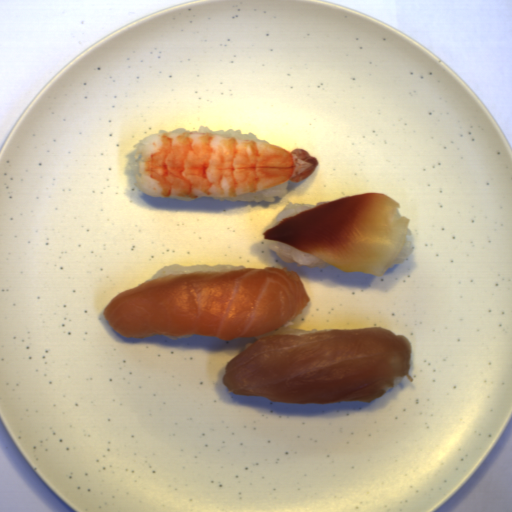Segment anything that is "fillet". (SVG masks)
<instances>
[{
  "label": "fillet",
  "instance_id": "2",
  "mask_svg": "<svg viewBox=\"0 0 512 512\" xmlns=\"http://www.w3.org/2000/svg\"><path fill=\"white\" fill-rule=\"evenodd\" d=\"M411 340L383 327L328 329L258 339L227 361V391L275 402L372 403L406 377Z\"/></svg>",
  "mask_w": 512,
  "mask_h": 512
},
{
  "label": "fillet",
  "instance_id": "3",
  "mask_svg": "<svg viewBox=\"0 0 512 512\" xmlns=\"http://www.w3.org/2000/svg\"><path fill=\"white\" fill-rule=\"evenodd\" d=\"M385 193L350 195L285 218L263 232L343 272L384 276L402 250L411 219Z\"/></svg>",
  "mask_w": 512,
  "mask_h": 512
},
{
  "label": "fillet",
  "instance_id": "1",
  "mask_svg": "<svg viewBox=\"0 0 512 512\" xmlns=\"http://www.w3.org/2000/svg\"><path fill=\"white\" fill-rule=\"evenodd\" d=\"M311 299L297 271L245 267L169 273L117 293L102 313L124 338L258 337L284 327Z\"/></svg>",
  "mask_w": 512,
  "mask_h": 512
}]
</instances>
